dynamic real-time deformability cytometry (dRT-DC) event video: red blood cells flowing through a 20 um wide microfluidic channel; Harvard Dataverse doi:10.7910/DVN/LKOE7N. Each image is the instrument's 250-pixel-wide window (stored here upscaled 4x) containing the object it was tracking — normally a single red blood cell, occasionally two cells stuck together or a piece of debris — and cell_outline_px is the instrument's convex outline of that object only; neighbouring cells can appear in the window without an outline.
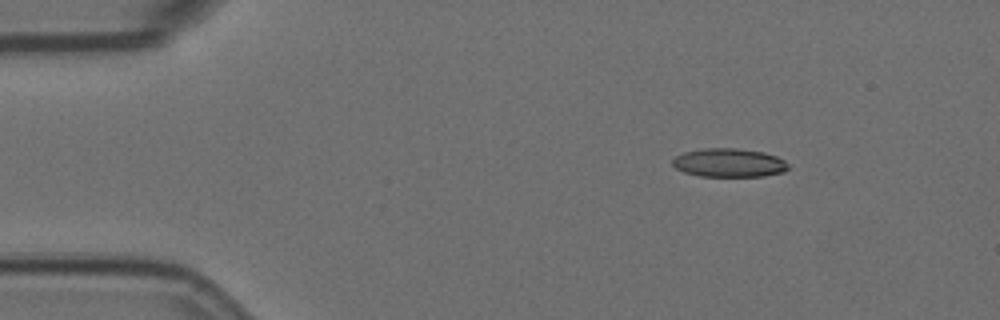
{"species": "Egyptian fruit bat (a non-hibernating species)", "species_latin": "Rousettus aegyptiacus", "temperature_condition": "room temperature", "stored_images_in_passage": 3, "camera_frame_rate_fps": 3000, "um_per_image_px": 0.085, "animal": {"sex": "female"}, "frame": {"image": 1, "passage_image": 1, "time_ms": 0.0, "image_size_px": [1000, 320], "cell_outline_px": [[792, 168], [784, 172], [764, 176], [700, 176], [684, 172], [676, 168], [672, 164], [672, 160], [676, 156], [684, 152], [704, 148], [736, 148], [764, 152], [776, 156], [784, 160]], "centroid_in_image_um": [62.0, 13.83], "position_along_channel_um": 23.0, "area_um2": 19.42}}